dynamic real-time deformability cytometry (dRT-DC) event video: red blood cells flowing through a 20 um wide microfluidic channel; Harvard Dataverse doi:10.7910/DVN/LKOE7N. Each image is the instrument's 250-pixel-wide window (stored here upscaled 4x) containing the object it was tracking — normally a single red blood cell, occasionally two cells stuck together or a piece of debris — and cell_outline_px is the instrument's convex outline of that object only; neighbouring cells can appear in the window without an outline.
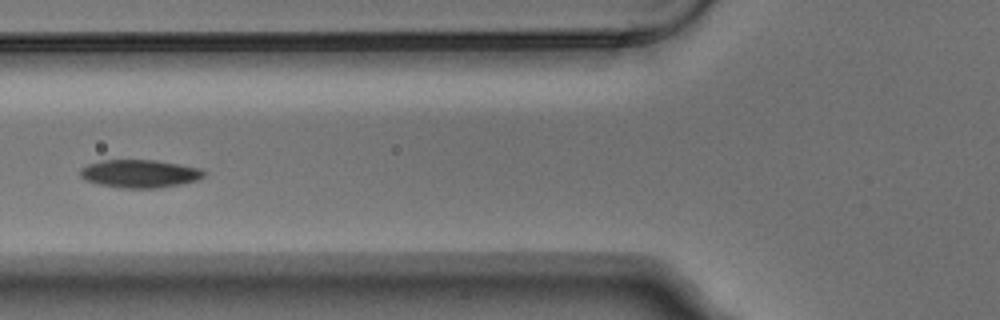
{"species": "Egyptian fruit bat (a non-hibernating species)", "species_latin": "Rousettus aegyptiacus", "temperature_condition": "warm", "stored_images_in_passage": 9, "segment_of_instrument_passage": [2, 2], "camera_frame_rate_fps": 3000, "um_per_image_px": 0.085, "animal": {"sex": "male"}, "frame": {"image": 1, "passage_image": 6, "time_ms": 1.667, "image_size_px": [1000, 320], "cell_outline_px": [[204, 176], [200, 180], [160, 188], [120, 188], [100, 184], [84, 180], [80, 176], [80, 168], [88, 164], [100, 160], [156, 160], [200, 168], [204, 172]], "centroid_in_image_um": [11.86, 14.76], "position_along_channel_um": 113.9, "area_um2": 20.29}}
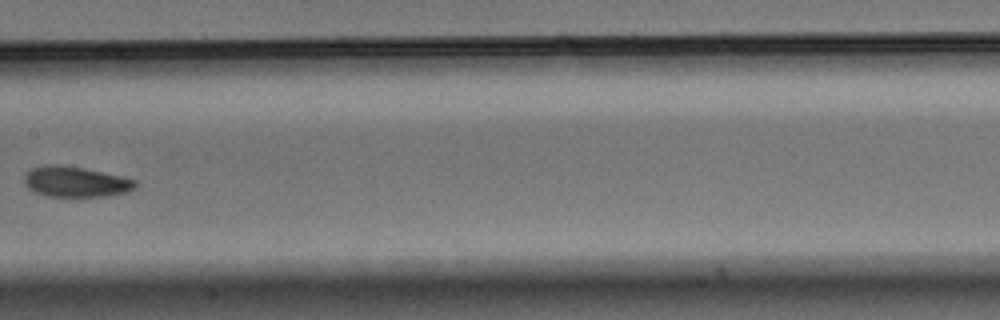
{"frame": {"image": 2, "passage_image": 8, "time_ms": 2.333, "image_size_px": [1000, 320], "cell_outline_px": [[136, 188], [128, 192], [108, 196], [48, 196], [36, 192], [28, 188], [24, 180], [24, 176], [32, 168], [48, 164], [60, 164], [84, 168], [120, 176], [136, 180]], "centroid_in_image_um": [6.44, 15.44], "position_along_channel_um": 201.0, "area_um2": 19.65}}
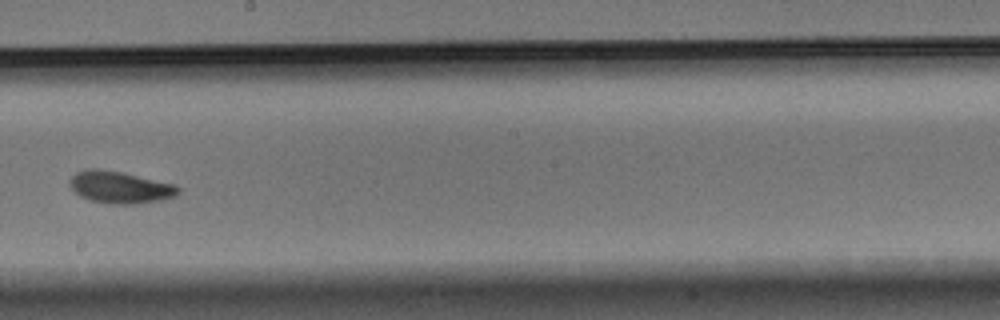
{"frame": {"image": 3, "passage_image": 9, "time_ms": 2.667, "image_size_px": [1000, 320], "cell_outline_px": [[180, 192], [176, 196], [160, 200], [132, 204], [112, 204], [88, 200], [80, 196], [68, 184], [68, 180], [76, 172], [88, 168], [100, 168], [120, 172], [176, 184], [180, 188]], "centroid_in_image_um": [10.19, 15.91], "position_along_channel_um": 238.0, "area_um2": 20.35}}